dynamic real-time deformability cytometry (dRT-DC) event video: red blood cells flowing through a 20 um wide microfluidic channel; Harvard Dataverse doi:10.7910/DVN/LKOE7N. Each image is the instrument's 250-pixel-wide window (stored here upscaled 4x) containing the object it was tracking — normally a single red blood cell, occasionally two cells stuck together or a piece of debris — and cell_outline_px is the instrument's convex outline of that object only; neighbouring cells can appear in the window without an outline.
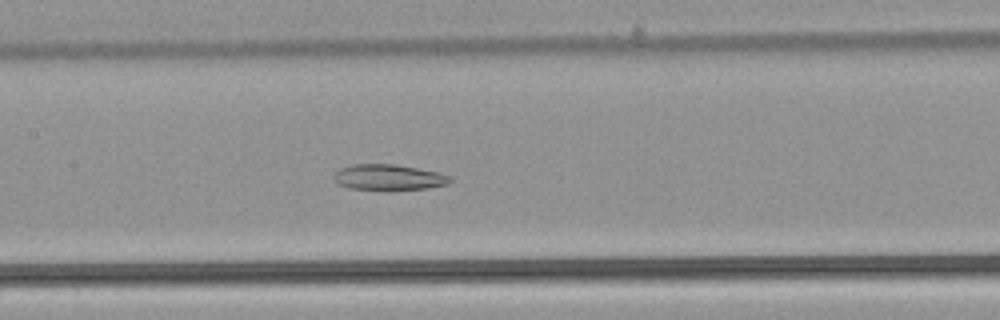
{"species": "common noctule bat (a hibernating species)", "species_latin": "Nyctalus noctula", "temperature_condition": "warm", "stored_images_in_passage": 47, "camera_frame_rate_fps": 3000, "um_per_image_px": 0.085, "animal": {"sex": "male", "body_mass_g": 21.5, "forearm_length_mm": 52.0}, "frame": {"image": 1, "passage_image": 26, "time_ms": 8.333, "image_size_px": [1000, 320], "cell_outline_px": [[452, 180], [448, 184], [428, 188], [392, 192], [384, 192], [348, 188], [336, 184], [332, 176], [340, 168], [352, 164], [392, 164], [416, 168], [436, 172], [452, 176]], "centroid_in_image_um": [33.0, 15.12], "position_along_channel_um": 174.4, "area_um2": 18.21}}
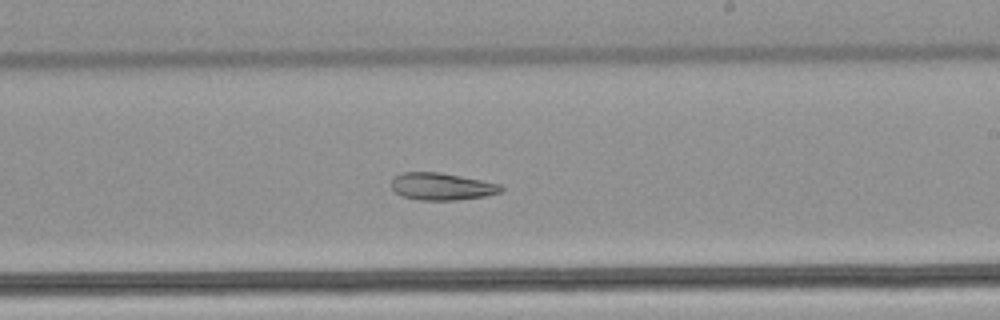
{"frame": {"image": 2, "passage_image": 32, "time_ms": 10.333, "image_size_px": [1000, 320], "cell_outline_px": [[504, 188], [500, 192], [484, 196], [456, 200], [420, 200], [400, 196], [392, 188], [392, 180], [400, 172], [440, 172], [500, 184]], "centroid_in_image_um": [37.52, 15.85], "position_along_channel_um": 251.5, "area_um2": 17.28}}
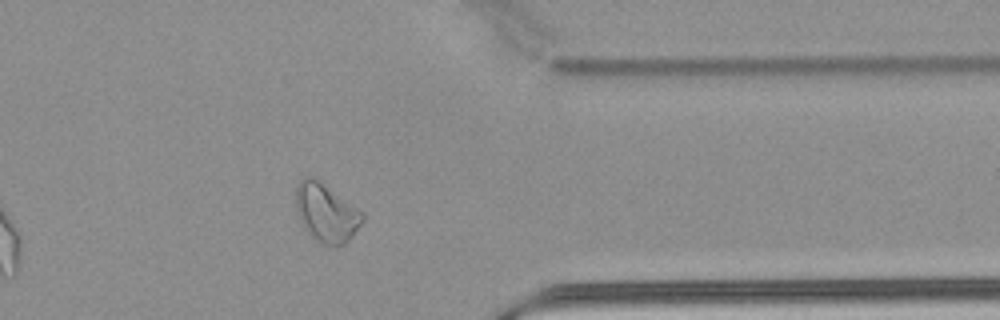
{"frame": {"image": 3, "passage_image": 43, "time_ms": 14.0, "image_size_px": [1000, 320], "cell_outline_px": [[364, 220], [352, 236], [344, 244], [336, 248], [320, 244], [304, 228], [296, 212], [296, 188], [300, 180], [304, 176], [312, 176], [364, 212]], "centroid_in_image_um": [27.73, 18.11], "position_along_channel_um": 383.7, "area_um2": 22.77}, "authors_computed_cell_mechanics": {"area_um2": 22.0796, "velocity_mm_per_s": 3.8733, "shape_relaxation_time_tau1_ms": null, "shape_relaxation_time_tau2_ms": 5.073, "deformation_change_tau1": null, "deformation_change_tau2": 0.1228}}